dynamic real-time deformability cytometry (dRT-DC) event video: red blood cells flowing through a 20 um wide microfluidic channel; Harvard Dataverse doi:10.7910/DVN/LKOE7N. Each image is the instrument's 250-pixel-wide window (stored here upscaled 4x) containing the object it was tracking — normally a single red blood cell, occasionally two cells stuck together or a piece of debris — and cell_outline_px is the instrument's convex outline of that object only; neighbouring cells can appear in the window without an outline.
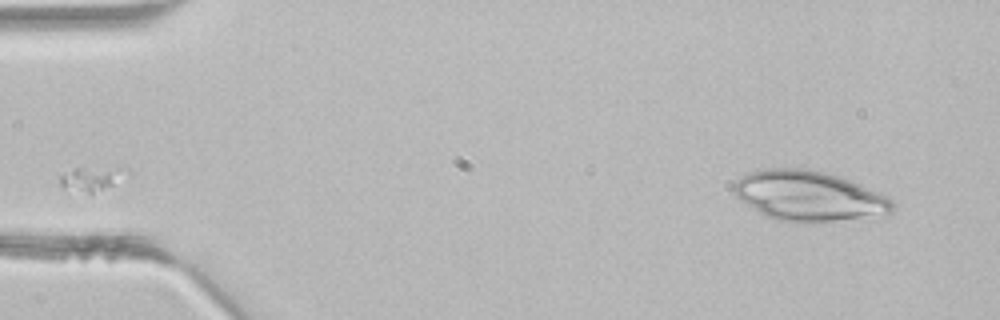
{"species": "common noctule bat (a hibernating species)", "species_latin": "Nyctalus noctula", "temperature_condition": "room temperature", "stored_images_in_passage": 2, "segment_of_instrument_passage": [2, 2], "camera_frame_rate_fps": 3000, "um_per_image_px": 0.085, "animal": {"sex": "male", "body_mass_g": 21.5, "forearm_length_mm": 52.0}, "frame": {"image": 1, "passage_image": 2, "time_ms": 0.333, "image_size_px": [1000, 320], "cell_outline_px": [[896, 204], [892, 212], [836, 220], [776, 220], [760, 212], [740, 200], [736, 196], [732, 188], [732, 184], [736, 180], [748, 172], [768, 168], [804, 168], [824, 172], [840, 176], [860, 184], [892, 200]], "centroid_in_image_um": [68.69, 16.6], "position_along_channel_um": 16.3, "area_um2": 45.08}}